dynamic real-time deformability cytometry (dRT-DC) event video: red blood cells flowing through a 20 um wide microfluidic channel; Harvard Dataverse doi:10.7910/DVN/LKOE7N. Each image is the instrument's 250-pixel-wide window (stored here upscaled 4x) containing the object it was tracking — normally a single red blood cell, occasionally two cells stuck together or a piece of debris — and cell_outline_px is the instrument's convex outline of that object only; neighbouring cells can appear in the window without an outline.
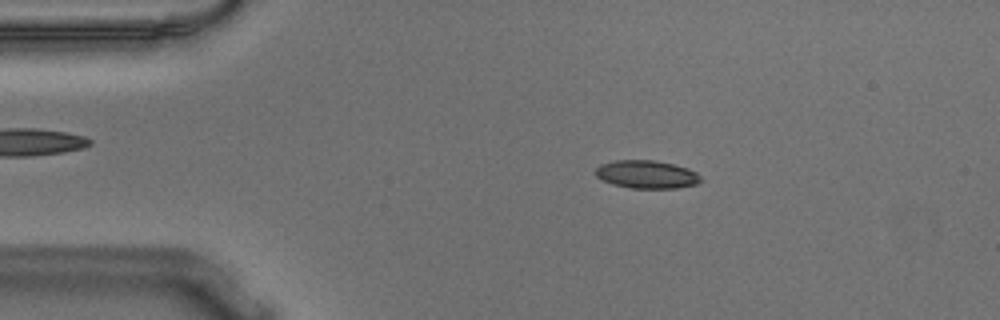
{"species": "Egyptian fruit bat (a non-hibernating species)", "species_latin": "Rousettus aegyptiacus", "temperature_condition": "warm", "stored_images_in_passage": 55, "camera_frame_rate_fps": 3000, "um_per_image_px": 0.085, "animal": {"sex": "male"}, "frame": {"image": 1, "passage_image": 10, "time_ms": 3.0, "image_size_px": [1000, 320], "cell_outline_px": [[704, 180], [696, 184], [676, 188], [632, 188], [612, 184], [596, 176], [596, 168], [600, 164], [616, 160], [656, 160], [688, 168], [696, 172]], "centroid_in_image_um": [54.99, 14.82], "position_along_channel_um": 30.0, "area_um2": 17.17}}
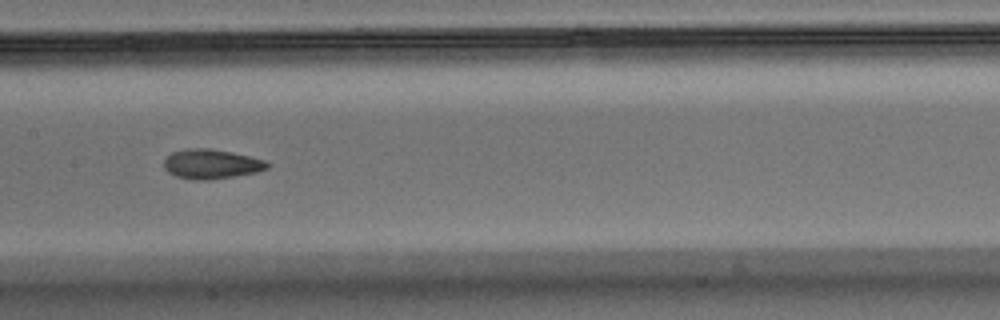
{"frame": {"image": 2, "passage_image": 27, "time_ms": 8.667, "image_size_px": [1000, 320], "cell_outline_px": [[268, 168], [256, 172], [236, 176], [208, 180], [192, 180], [176, 176], [168, 172], [164, 168], [164, 160], [172, 152], [188, 148], [212, 148], [232, 152], [268, 160]], "centroid_in_image_um": [17.97, 13.94], "position_along_channel_um": 189.4, "area_um2": 17.98}}
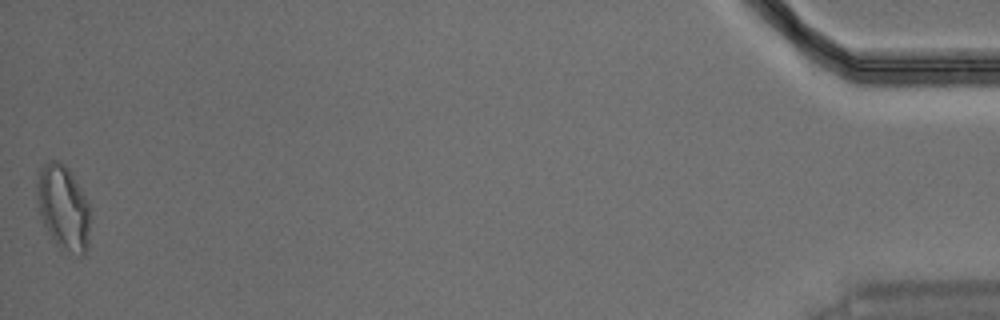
{"frame": {"image": 3, "passage_image": 55, "time_ms": 18.0, "image_size_px": [1000, 320], "cell_outline_px": [[88, 248], [84, 256], [80, 256], [60, 248], [56, 244], [48, 232], [44, 224], [40, 212], [36, 196], [36, 184], [40, 168], [44, 164], [52, 160], [60, 160], [72, 172], [88, 204]], "centroid_in_image_um": [5.36, 17.63], "position_along_channel_um": 429.8, "area_um2": 26.13}, "authors_computed_cell_mechanics": {"area_um2": 17.4556, "velocity_mm_per_s": 3.626, "shape_relaxation_time_tau1_ms": 11.3022, "shape_relaxation_time_tau2_ms": 2.0593, "deformation_change_tau1": 0.214, "deformation_change_tau2": 0.0741}}